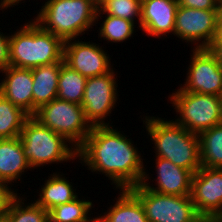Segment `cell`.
Instances as JSON below:
<instances>
[{
  "label": "cell",
  "instance_id": "obj_1",
  "mask_svg": "<svg viewBox=\"0 0 222 222\" xmlns=\"http://www.w3.org/2000/svg\"><path fill=\"white\" fill-rule=\"evenodd\" d=\"M110 126H94L77 149V160L96 174H104L115 190L141 184L145 167L139 149L120 130ZM123 133V134H122Z\"/></svg>",
  "mask_w": 222,
  "mask_h": 222
},
{
  "label": "cell",
  "instance_id": "obj_2",
  "mask_svg": "<svg viewBox=\"0 0 222 222\" xmlns=\"http://www.w3.org/2000/svg\"><path fill=\"white\" fill-rule=\"evenodd\" d=\"M143 124L154 142L155 157L171 161L193 174L201 168L199 135L178 125L174 119L145 116ZM145 122V123H144Z\"/></svg>",
  "mask_w": 222,
  "mask_h": 222
},
{
  "label": "cell",
  "instance_id": "obj_3",
  "mask_svg": "<svg viewBox=\"0 0 222 222\" xmlns=\"http://www.w3.org/2000/svg\"><path fill=\"white\" fill-rule=\"evenodd\" d=\"M26 23L9 37L10 66L33 69L64 61L65 41L33 19Z\"/></svg>",
  "mask_w": 222,
  "mask_h": 222
},
{
  "label": "cell",
  "instance_id": "obj_4",
  "mask_svg": "<svg viewBox=\"0 0 222 222\" xmlns=\"http://www.w3.org/2000/svg\"><path fill=\"white\" fill-rule=\"evenodd\" d=\"M43 4L33 20L64 41L79 38L96 25L98 7L90 0H46Z\"/></svg>",
  "mask_w": 222,
  "mask_h": 222
},
{
  "label": "cell",
  "instance_id": "obj_5",
  "mask_svg": "<svg viewBox=\"0 0 222 222\" xmlns=\"http://www.w3.org/2000/svg\"><path fill=\"white\" fill-rule=\"evenodd\" d=\"M19 138L32 169L77 159V148L64 136L42 125L33 116L25 121Z\"/></svg>",
  "mask_w": 222,
  "mask_h": 222
},
{
  "label": "cell",
  "instance_id": "obj_6",
  "mask_svg": "<svg viewBox=\"0 0 222 222\" xmlns=\"http://www.w3.org/2000/svg\"><path fill=\"white\" fill-rule=\"evenodd\" d=\"M168 99L177 114L174 121L191 133L199 135L222 123L221 96L192 93L179 88Z\"/></svg>",
  "mask_w": 222,
  "mask_h": 222
},
{
  "label": "cell",
  "instance_id": "obj_7",
  "mask_svg": "<svg viewBox=\"0 0 222 222\" xmlns=\"http://www.w3.org/2000/svg\"><path fill=\"white\" fill-rule=\"evenodd\" d=\"M33 117L53 132L64 136L77 149L92 130L81 105L57 98L39 107Z\"/></svg>",
  "mask_w": 222,
  "mask_h": 222
},
{
  "label": "cell",
  "instance_id": "obj_8",
  "mask_svg": "<svg viewBox=\"0 0 222 222\" xmlns=\"http://www.w3.org/2000/svg\"><path fill=\"white\" fill-rule=\"evenodd\" d=\"M129 190L140 200L148 222H192L199 216L190 195L161 194L142 184Z\"/></svg>",
  "mask_w": 222,
  "mask_h": 222
},
{
  "label": "cell",
  "instance_id": "obj_9",
  "mask_svg": "<svg viewBox=\"0 0 222 222\" xmlns=\"http://www.w3.org/2000/svg\"><path fill=\"white\" fill-rule=\"evenodd\" d=\"M116 76V72L112 69L104 75L87 78L81 106L92 127L112 124L109 121L106 123L105 119L111 116L119 99Z\"/></svg>",
  "mask_w": 222,
  "mask_h": 222
},
{
  "label": "cell",
  "instance_id": "obj_10",
  "mask_svg": "<svg viewBox=\"0 0 222 222\" xmlns=\"http://www.w3.org/2000/svg\"><path fill=\"white\" fill-rule=\"evenodd\" d=\"M218 11L219 9L201 10L179 5L174 36L188 44L191 42L194 49L207 48L217 33Z\"/></svg>",
  "mask_w": 222,
  "mask_h": 222
},
{
  "label": "cell",
  "instance_id": "obj_11",
  "mask_svg": "<svg viewBox=\"0 0 222 222\" xmlns=\"http://www.w3.org/2000/svg\"><path fill=\"white\" fill-rule=\"evenodd\" d=\"M192 49L187 76L179 88L182 91L222 97V65L207 48Z\"/></svg>",
  "mask_w": 222,
  "mask_h": 222
},
{
  "label": "cell",
  "instance_id": "obj_12",
  "mask_svg": "<svg viewBox=\"0 0 222 222\" xmlns=\"http://www.w3.org/2000/svg\"><path fill=\"white\" fill-rule=\"evenodd\" d=\"M190 197L198 215L222 220V168L201 166L192 177Z\"/></svg>",
  "mask_w": 222,
  "mask_h": 222
},
{
  "label": "cell",
  "instance_id": "obj_13",
  "mask_svg": "<svg viewBox=\"0 0 222 222\" xmlns=\"http://www.w3.org/2000/svg\"><path fill=\"white\" fill-rule=\"evenodd\" d=\"M108 52L94 42L66 40L64 62L82 76L94 77L109 73L113 68Z\"/></svg>",
  "mask_w": 222,
  "mask_h": 222
},
{
  "label": "cell",
  "instance_id": "obj_14",
  "mask_svg": "<svg viewBox=\"0 0 222 222\" xmlns=\"http://www.w3.org/2000/svg\"><path fill=\"white\" fill-rule=\"evenodd\" d=\"M154 160L156 164L154 168H156L155 172L157 174L155 176L156 185L150 184L154 180L151 181V177H149L150 175L145 169V173L141 182L145 188L161 194L178 196L190 195L192 177L194 175L191 171L177 166L171 161L160 157H156Z\"/></svg>",
  "mask_w": 222,
  "mask_h": 222
},
{
  "label": "cell",
  "instance_id": "obj_15",
  "mask_svg": "<svg viewBox=\"0 0 222 222\" xmlns=\"http://www.w3.org/2000/svg\"><path fill=\"white\" fill-rule=\"evenodd\" d=\"M178 0H141L140 30L148 36L174 35Z\"/></svg>",
  "mask_w": 222,
  "mask_h": 222
},
{
  "label": "cell",
  "instance_id": "obj_16",
  "mask_svg": "<svg viewBox=\"0 0 222 222\" xmlns=\"http://www.w3.org/2000/svg\"><path fill=\"white\" fill-rule=\"evenodd\" d=\"M1 73L4 78L0 80V94L29 116H33L32 70L8 66Z\"/></svg>",
  "mask_w": 222,
  "mask_h": 222
},
{
  "label": "cell",
  "instance_id": "obj_17",
  "mask_svg": "<svg viewBox=\"0 0 222 222\" xmlns=\"http://www.w3.org/2000/svg\"><path fill=\"white\" fill-rule=\"evenodd\" d=\"M19 137L0 139V180L12 185L30 169ZM28 169V170H27ZM26 170V171H25ZM15 181V182H14Z\"/></svg>",
  "mask_w": 222,
  "mask_h": 222
},
{
  "label": "cell",
  "instance_id": "obj_18",
  "mask_svg": "<svg viewBox=\"0 0 222 222\" xmlns=\"http://www.w3.org/2000/svg\"><path fill=\"white\" fill-rule=\"evenodd\" d=\"M119 192L115 204L97 215V222H148L140 200L129 189Z\"/></svg>",
  "mask_w": 222,
  "mask_h": 222
},
{
  "label": "cell",
  "instance_id": "obj_19",
  "mask_svg": "<svg viewBox=\"0 0 222 222\" xmlns=\"http://www.w3.org/2000/svg\"><path fill=\"white\" fill-rule=\"evenodd\" d=\"M61 62L38 66L32 70L33 115L42 105L57 98Z\"/></svg>",
  "mask_w": 222,
  "mask_h": 222
},
{
  "label": "cell",
  "instance_id": "obj_20",
  "mask_svg": "<svg viewBox=\"0 0 222 222\" xmlns=\"http://www.w3.org/2000/svg\"><path fill=\"white\" fill-rule=\"evenodd\" d=\"M61 172H55L45 179L44 185H41L39 197L34 202L42 208L49 211L57 205L68 203L79 197L72 182L67 180ZM66 177V178H65Z\"/></svg>",
  "mask_w": 222,
  "mask_h": 222
},
{
  "label": "cell",
  "instance_id": "obj_21",
  "mask_svg": "<svg viewBox=\"0 0 222 222\" xmlns=\"http://www.w3.org/2000/svg\"><path fill=\"white\" fill-rule=\"evenodd\" d=\"M86 81L87 77L82 76L62 61L58 77L57 99L81 105Z\"/></svg>",
  "mask_w": 222,
  "mask_h": 222
},
{
  "label": "cell",
  "instance_id": "obj_22",
  "mask_svg": "<svg viewBox=\"0 0 222 222\" xmlns=\"http://www.w3.org/2000/svg\"><path fill=\"white\" fill-rule=\"evenodd\" d=\"M199 149L201 166L222 168V123L199 134Z\"/></svg>",
  "mask_w": 222,
  "mask_h": 222
},
{
  "label": "cell",
  "instance_id": "obj_23",
  "mask_svg": "<svg viewBox=\"0 0 222 222\" xmlns=\"http://www.w3.org/2000/svg\"><path fill=\"white\" fill-rule=\"evenodd\" d=\"M83 198L77 197L71 202L50 209L48 211L49 222H97V216L92 218L90 214L94 207L93 202Z\"/></svg>",
  "mask_w": 222,
  "mask_h": 222
},
{
  "label": "cell",
  "instance_id": "obj_24",
  "mask_svg": "<svg viewBox=\"0 0 222 222\" xmlns=\"http://www.w3.org/2000/svg\"><path fill=\"white\" fill-rule=\"evenodd\" d=\"M106 15L105 19L102 20L103 22L100 24V27L97 31H99L98 38L100 37V39L106 41L109 43L111 42L113 43H122L126 40L129 39V37L131 38V36H133L132 34L135 31V27L137 25H135L134 22L127 20V19H123V18H119V17H114L108 14H104L99 8L97 9V13H96V24L98 23V19H102V15ZM100 17V18H99Z\"/></svg>",
  "mask_w": 222,
  "mask_h": 222
},
{
  "label": "cell",
  "instance_id": "obj_25",
  "mask_svg": "<svg viewBox=\"0 0 222 222\" xmlns=\"http://www.w3.org/2000/svg\"><path fill=\"white\" fill-rule=\"evenodd\" d=\"M29 115L0 94V139L19 137Z\"/></svg>",
  "mask_w": 222,
  "mask_h": 222
},
{
  "label": "cell",
  "instance_id": "obj_26",
  "mask_svg": "<svg viewBox=\"0 0 222 222\" xmlns=\"http://www.w3.org/2000/svg\"><path fill=\"white\" fill-rule=\"evenodd\" d=\"M20 196L12 201L9 210L1 217L4 222H49L46 209L35 202L25 203L27 201Z\"/></svg>",
  "mask_w": 222,
  "mask_h": 222
},
{
  "label": "cell",
  "instance_id": "obj_27",
  "mask_svg": "<svg viewBox=\"0 0 222 222\" xmlns=\"http://www.w3.org/2000/svg\"><path fill=\"white\" fill-rule=\"evenodd\" d=\"M99 9L104 13L114 17L130 20L140 28L141 20V0H105Z\"/></svg>",
  "mask_w": 222,
  "mask_h": 222
},
{
  "label": "cell",
  "instance_id": "obj_28",
  "mask_svg": "<svg viewBox=\"0 0 222 222\" xmlns=\"http://www.w3.org/2000/svg\"><path fill=\"white\" fill-rule=\"evenodd\" d=\"M0 180V218L9 210L12 201L19 195L12 186Z\"/></svg>",
  "mask_w": 222,
  "mask_h": 222
},
{
  "label": "cell",
  "instance_id": "obj_29",
  "mask_svg": "<svg viewBox=\"0 0 222 222\" xmlns=\"http://www.w3.org/2000/svg\"><path fill=\"white\" fill-rule=\"evenodd\" d=\"M222 0H178V5L201 9V10H211L219 9Z\"/></svg>",
  "mask_w": 222,
  "mask_h": 222
},
{
  "label": "cell",
  "instance_id": "obj_30",
  "mask_svg": "<svg viewBox=\"0 0 222 222\" xmlns=\"http://www.w3.org/2000/svg\"><path fill=\"white\" fill-rule=\"evenodd\" d=\"M9 37L10 34L5 35L3 32H0V73L10 66Z\"/></svg>",
  "mask_w": 222,
  "mask_h": 222
},
{
  "label": "cell",
  "instance_id": "obj_31",
  "mask_svg": "<svg viewBox=\"0 0 222 222\" xmlns=\"http://www.w3.org/2000/svg\"><path fill=\"white\" fill-rule=\"evenodd\" d=\"M207 50L218 60L222 65V39H213Z\"/></svg>",
  "mask_w": 222,
  "mask_h": 222
},
{
  "label": "cell",
  "instance_id": "obj_32",
  "mask_svg": "<svg viewBox=\"0 0 222 222\" xmlns=\"http://www.w3.org/2000/svg\"><path fill=\"white\" fill-rule=\"evenodd\" d=\"M214 39H222V1L219 6L217 33Z\"/></svg>",
  "mask_w": 222,
  "mask_h": 222
},
{
  "label": "cell",
  "instance_id": "obj_33",
  "mask_svg": "<svg viewBox=\"0 0 222 222\" xmlns=\"http://www.w3.org/2000/svg\"><path fill=\"white\" fill-rule=\"evenodd\" d=\"M192 222H222V221L215 217L199 215Z\"/></svg>",
  "mask_w": 222,
  "mask_h": 222
},
{
  "label": "cell",
  "instance_id": "obj_34",
  "mask_svg": "<svg viewBox=\"0 0 222 222\" xmlns=\"http://www.w3.org/2000/svg\"><path fill=\"white\" fill-rule=\"evenodd\" d=\"M10 9V0H0V10H2L3 12V9Z\"/></svg>",
  "mask_w": 222,
  "mask_h": 222
},
{
  "label": "cell",
  "instance_id": "obj_35",
  "mask_svg": "<svg viewBox=\"0 0 222 222\" xmlns=\"http://www.w3.org/2000/svg\"><path fill=\"white\" fill-rule=\"evenodd\" d=\"M23 0H10V7H14L16 5H19V3L21 4ZM26 2L25 0L23 1V3Z\"/></svg>",
  "mask_w": 222,
  "mask_h": 222
},
{
  "label": "cell",
  "instance_id": "obj_36",
  "mask_svg": "<svg viewBox=\"0 0 222 222\" xmlns=\"http://www.w3.org/2000/svg\"><path fill=\"white\" fill-rule=\"evenodd\" d=\"M90 1L99 8V6H100L105 0H90Z\"/></svg>",
  "mask_w": 222,
  "mask_h": 222
}]
</instances>
